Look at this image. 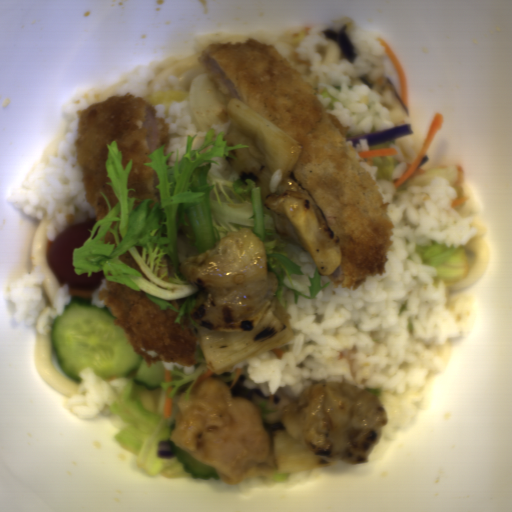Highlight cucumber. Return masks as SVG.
Here are the masks:
<instances>
[{"label": "cucumber", "instance_id": "1", "mask_svg": "<svg viewBox=\"0 0 512 512\" xmlns=\"http://www.w3.org/2000/svg\"><path fill=\"white\" fill-rule=\"evenodd\" d=\"M51 341L59 365L77 383L87 368L104 379L131 378L151 390L166 382L163 361L141 357L109 311L90 297L72 294L63 314L52 320Z\"/></svg>", "mask_w": 512, "mask_h": 512}, {"label": "cucumber", "instance_id": "2", "mask_svg": "<svg viewBox=\"0 0 512 512\" xmlns=\"http://www.w3.org/2000/svg\"><path fill=\"white\" fill-rule=\"evenodd\" d=\"M170 444L178 461L183 466L184 472H191L192 478L197 480H209L210 478H214L216 480L221 479L215 468L209 464L197 460L188 452L172 443V441Z\"/></svg>", "mask_w": 512, "mask_h": 512}, {"label": "cucumber", "instance_id": "3", "mask_svg": "<svg viewBox=\"0 0 512 512\" xmlns=\"http://www.w3.org/2000/svg\"><path fill=\"white\" fill-rule=\"evenodd\" d=\"M176 425H177V423L171 425L170 430H169V436L170 437H171L172 433L174 432Z\"/></svg>", "mask_w": 512, "mask_h": 512}]
</instances>
